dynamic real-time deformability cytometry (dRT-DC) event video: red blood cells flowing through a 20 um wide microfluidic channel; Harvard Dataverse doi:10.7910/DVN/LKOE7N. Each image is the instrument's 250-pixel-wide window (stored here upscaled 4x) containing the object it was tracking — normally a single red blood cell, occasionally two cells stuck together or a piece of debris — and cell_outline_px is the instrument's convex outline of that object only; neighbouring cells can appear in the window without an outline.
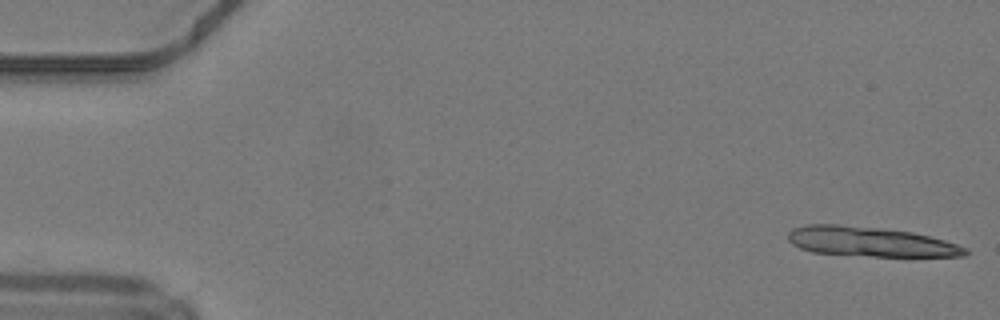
{"species": "common noctule bat (a hibernating species)", "species_latin": "Nyctalus noctula", "temperature_condition": "warm", "stored_images_in_passage": 11, "camera_frame_rate_fps": 3000, "um_per_image_px": 0.085, "animal": {"sex": "male", "body_mass_g": 19.2, "forearm_length_mm": 51.8}, "frame": {"image": 1, "passage_image": 1, "time_ms": 0.0, "image_size_px": [1000, 320], "cell_outline_px": [[968, 252], [964, 256], [872, 256], [812, 252], [800, 248], [792, 244], [788, 240], [788, 232], [792, 228], [804, 224], [836, 224], [884, 228], [912, 232], [944, 240], [968, 248]], "centroid_in_image_um": [73.94, 20.53], "position_along_channel_um": 11.1, "area_um2": 30.69}}